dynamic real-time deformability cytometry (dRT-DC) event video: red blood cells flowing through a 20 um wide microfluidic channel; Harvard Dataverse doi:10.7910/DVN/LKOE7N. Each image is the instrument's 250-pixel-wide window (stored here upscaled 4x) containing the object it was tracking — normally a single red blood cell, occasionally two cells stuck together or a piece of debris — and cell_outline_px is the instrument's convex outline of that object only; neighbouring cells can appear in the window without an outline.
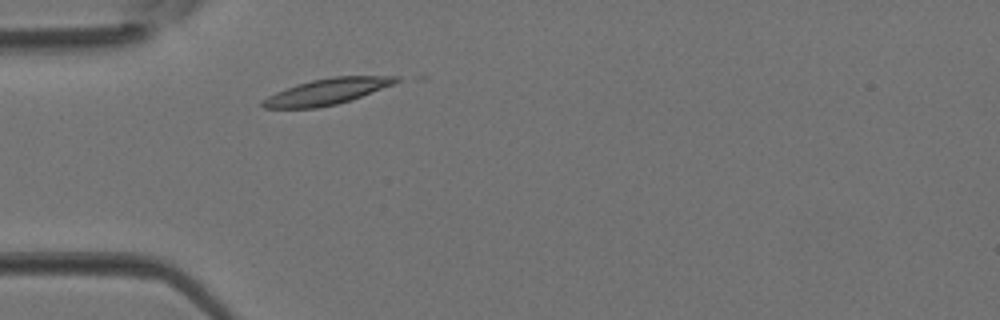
{"species": "Egyptian fruit bat (a non-hibernating species)", "species_latin": "Rousettus aegyptiacus", "temperature_condition": "room temperature", "stored_images_in_passage": 2, "camera_frame_rate_fps": 3000, "um_per_image_px": 0.085, "animal": {"sex": "female"}, "frame": {"image": 1, "passage_image": 2, "time_ms": 0.333, "image_size_px": [1000, 320], "cell_outline_px": [[400, 80], [392, 84], [360, 96], [336, 104], [316, 108], [264, 108], [260, 104], [268, 96], [276, 92], [312, 80], [332, 76], [400, 76]], "centroid_in_image_um": [27.78, 7.78], "position_along_channel_um": 57.2, "area_um2": 19.65}}